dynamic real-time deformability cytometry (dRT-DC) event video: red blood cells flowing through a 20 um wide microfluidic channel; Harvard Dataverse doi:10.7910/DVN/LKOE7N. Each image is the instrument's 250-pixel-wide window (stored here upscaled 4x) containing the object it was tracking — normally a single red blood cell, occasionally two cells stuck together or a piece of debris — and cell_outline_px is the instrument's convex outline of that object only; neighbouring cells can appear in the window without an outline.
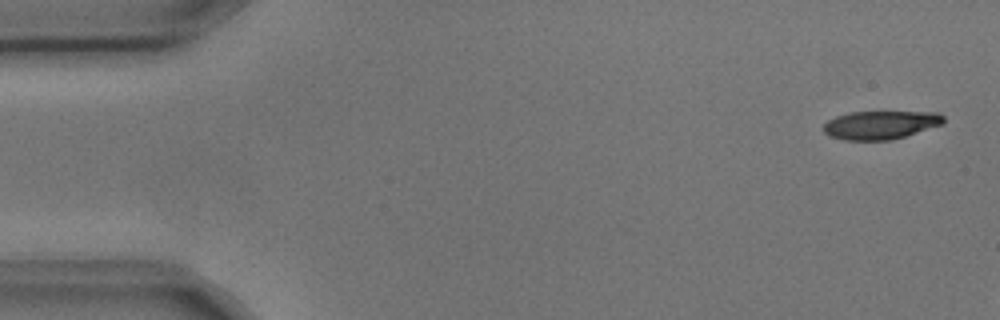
{"species": "common noctule bat (a hibernating species)", "species_latin": "Nyctalus noctula", "temperature_condition": "cold", "stored_images_in_passage": 3, "camera_frame_rate_fps": 3000, "um_per_image_px": 0.085, "animal": {"sex": "male", "body_mass_g": 17.9, "forearm_length_mm": 54.2}, "frame": {"image": 1, "passage_image": 1, "time_ms": 0.0, "image_size_px": [1000, 320], "cell_outline_px": [[944, 124], [892, 140], [844, 140], [828, 136], [824, 132], [824, 124], [828, 120], [836, 116], [848, 112], [940, 112], [944, 116]], "centroid_in_image_um": [74.85, 10.62], "position_along_channel_um": 10.1, "area_um2": 20.0}}